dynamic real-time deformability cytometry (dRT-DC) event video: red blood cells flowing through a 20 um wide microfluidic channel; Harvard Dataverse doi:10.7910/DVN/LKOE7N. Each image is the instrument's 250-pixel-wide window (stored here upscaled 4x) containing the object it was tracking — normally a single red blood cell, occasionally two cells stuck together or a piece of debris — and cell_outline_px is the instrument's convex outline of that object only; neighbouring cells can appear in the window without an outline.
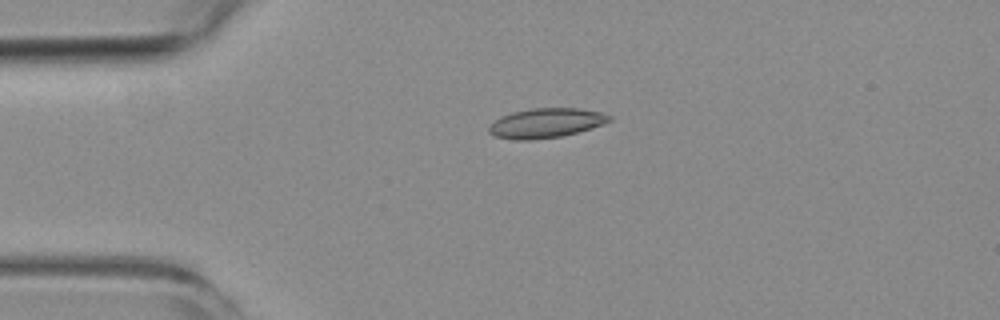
{"species": "common noctule bat (a hibernating species)", "species_latin": "Nyctalus noctula", "temperature_condition": "room temperature", "stored_images_in_passage": 6, "camera_frame_rate_fps": 3000, "um_per_image_px": 0.085, "animal": {"sex": "female", "body_mass_g": 19.3, "forearm_length_mm": 54.1}, "frame": {"image": 1, "passage_image": 4, "time_ms": 3.333, "image_size_px": [1000, 320], "cell_outline_px": [[612, 120], [604, 124], [592, 128], [560, 136], [532, 140], [512, 140], [492, 136], [488, 132], [488, 124], [500, 116], [512, 112], [532, 108], [580, 108], [600, 112], [612, 116]], "centroid_in_image_um": [46.35, 10.46], "position_along_channel_um": 38.6, "area_um2": 21.04}}
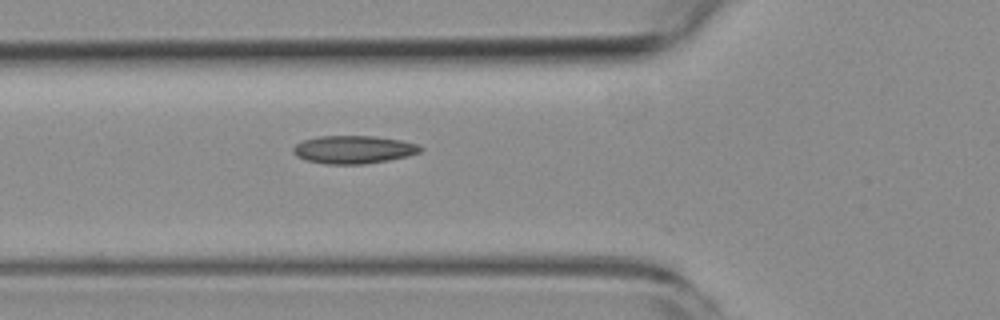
{"frame": {"image": 2, "passage_image": 6, "time_ms": 5.667, "image_size_px": [1000, 320], "cell_outline_px": [[424, 148], [420, 152], [408, 156], [388, 160], [364, 164], [324, 164], [308, 160], [296, 156], [292, 152], [292, 148], [300, 140], [320, 136], [376, 136], [400, 140], [420, 144]], "centroid_in_image_um": [30.05, 12.71], "position_along_channel_um": 95.7, "area_um2": 20.92}}